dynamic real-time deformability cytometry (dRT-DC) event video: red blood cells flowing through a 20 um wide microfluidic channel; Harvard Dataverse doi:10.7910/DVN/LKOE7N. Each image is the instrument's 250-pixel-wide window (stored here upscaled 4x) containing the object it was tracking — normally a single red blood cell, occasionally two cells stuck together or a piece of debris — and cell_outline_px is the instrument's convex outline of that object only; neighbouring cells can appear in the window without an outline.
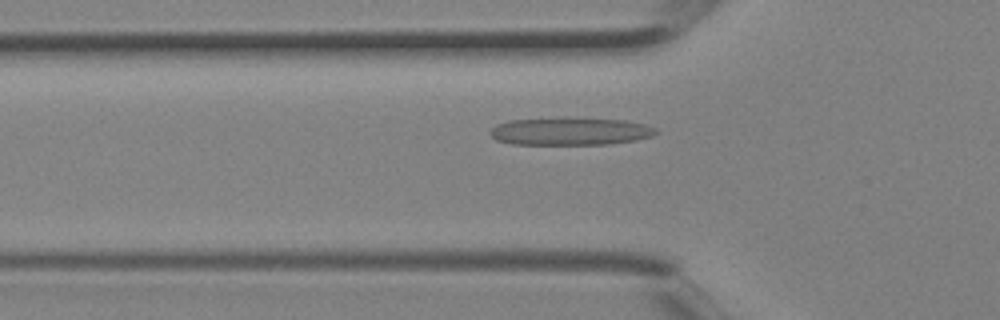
{"species": "Egyptian fruit bat (a non-hibernating species)", "species_latin": "Rousettus aegyptiacus", "temperature_condition": "room temperature", "stored_images_in_passage": 4, "camera_frame_rate_fps": 3000, "um_per_image_px": 0.085, "animal": {"sex": "female"}, "frame": {"image": 1, "passage_image": 4, "time_ms": 1.0, "image_size_px": [1000, 320], "cell_outline_px": [[660, 132], [652, 136], [636, 140], [608, 144], [512, 144], [496, 140], [488, 132], [496, 124], [508, 120], [560, 116], [568, 116], [624, 120], [644, 124], [656, 128]], "centroid_in_image_um": [48.45, 11.13], "position_along_channel_um": 77.3, "area_um2": 27.51}}